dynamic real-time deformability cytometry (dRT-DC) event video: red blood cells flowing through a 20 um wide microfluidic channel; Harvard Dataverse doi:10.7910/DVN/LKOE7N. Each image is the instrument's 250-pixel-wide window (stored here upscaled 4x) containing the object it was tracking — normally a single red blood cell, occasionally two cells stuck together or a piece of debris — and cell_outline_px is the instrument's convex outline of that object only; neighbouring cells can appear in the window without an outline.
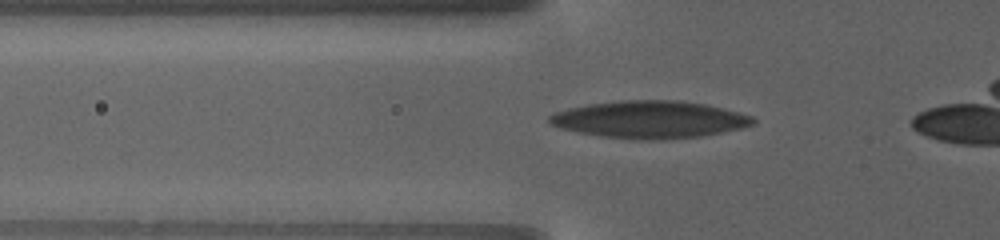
{"species": "human", "species_latin": "Homo sapiens", "temperature_condition": "warm", "stored_images_in_passage": 42, "camera_frame_rate_fps": 3000, "um_per_image_px": 0.085, "donor": {"sex": "female"}, "frame": {"image": 1, "passage_image": 2, "time_ms": 0.333, "image_size_px": [1000, 240], "cell_outline_px": [[756, 120], [752, 124], [740, 128], [700, 136], [664, 140], [628, 140], [600, 136], [576, 132], [560, 128], [548, 124], [548, 116], [556, 112], [568, 108], [588, 104], [620, 100], [676, 100], [704, 104], [740, 112], [752, 116]], "centroid_in_image_um": [55.16, 10.17], "position_along_channel_um": 70.6, "area_um2": 44.51}}
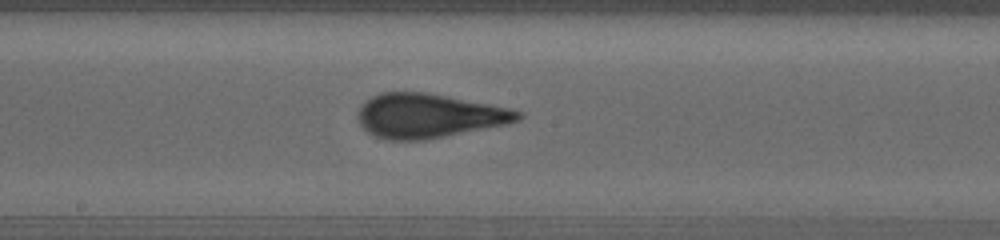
{"frame": {"image": 2, "passage_image": 18, "time_ms": 5.333, "image_size_px": [1000, 240], "cell_outline_px": [[524, 116], [520, 120], [508, 124], [424, 140], [388, 140], [376, 136], [368, 132], [360, 124], [356, 116], [360, 108], [372, 96], [380, 92], [424, 92], [488, 104], [508, 108], [520, 112]], "centroid_in_image_um": [36.43, 9.85], "position_along_channel_um": 211.8, "area_um2": 40.86}}
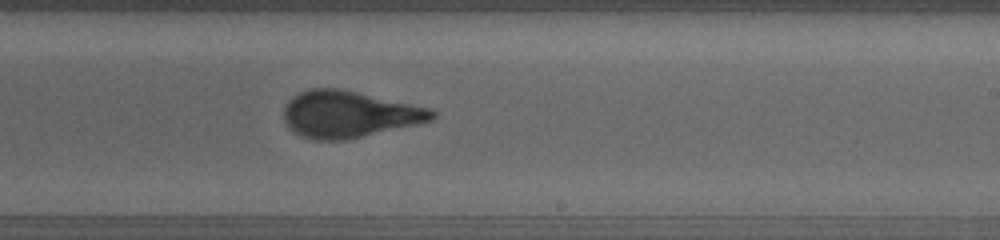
{"frame": {"image": 3, "passage_image": 24, "time_ms": 7.0, "image_size_px": [1000, 240], "cell_outline_px": [[436, 116], [432, 120], [416, 124], [348, 140], [312, 140], [300, 136], [292, 132], [288, 128], [284, 120], [284, 108], [288, 100], [292, 96], [300, 92], [312, 88], [336, 88], [356, 92], [432, 108], [436, 112]], "centroid_in_image_um": [29.63, 9.72], "position_along_channel_um": 259.4, "area_um2": 40.4}}